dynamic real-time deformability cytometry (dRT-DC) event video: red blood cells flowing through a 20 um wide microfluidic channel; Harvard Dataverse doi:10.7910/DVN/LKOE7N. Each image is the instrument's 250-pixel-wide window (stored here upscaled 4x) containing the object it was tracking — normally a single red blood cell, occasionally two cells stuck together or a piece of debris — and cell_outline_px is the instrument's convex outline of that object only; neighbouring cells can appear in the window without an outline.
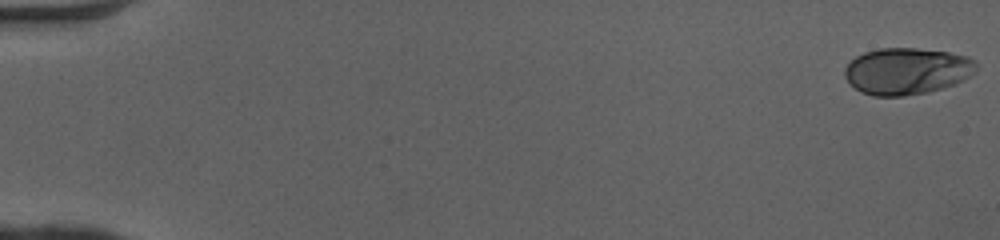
{"species": "human", "species_latin": "Homo sapiens", "temperature_condition": "cold", "stored_images_in_passage": 51, "camera_frame_rate_fps": 3000, "um_per_image_px": 0.085, "donor": {"sex": "female"}, "frame": {"image": 1, "passage_image": 1, "time_ms": 0.0, "image_size_px": [1000, 240], "cell_outline_px": [[976, 72], [964, 80], [956, 84], [944, 88], [928, 92], [904, 96], [872, 96], [860, 92], [844, 76], [844, 68], [856, 56], [864, 52], [880, 48], [916, 48], [948, 52], [968, 56], [976, 60]], "centroid_in_image_um": [77.11, 6.04], "position_along_channel_um": 7.9, "area_um2": 36.07}}
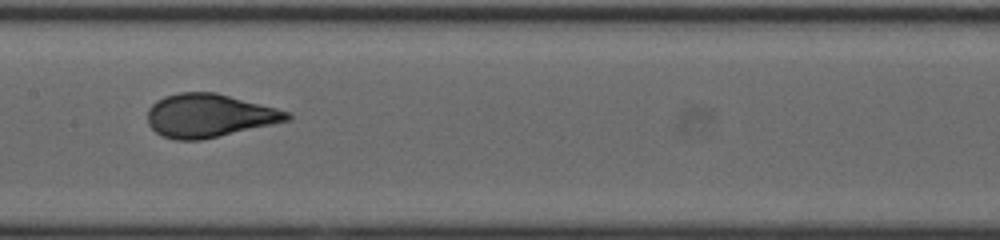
{"frame": {"image": 2, "passage_image": 27, "time_ms": 8.667, "image_size_px": [1000, 240], "cell_outline_px": [[292, 120], [200, 140], [176, 140], [164, 136], [156, 132], [148, 124], [148, 108], [156, 100], [164, 96], [180, 92], [216, 92], [292, 112]], "centroid_in_image_um": [17.8, 9.81], "position_along_channel_um": 189.6, "area_um2": 35.32}}
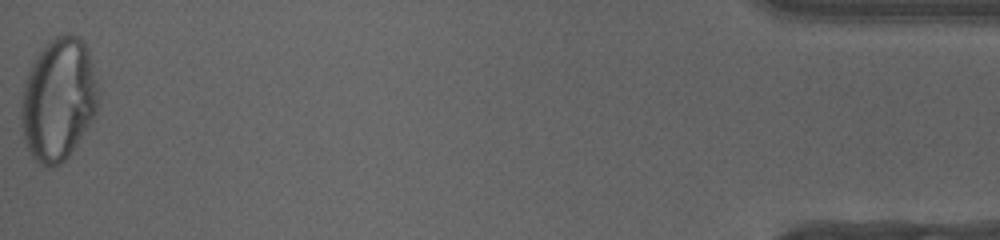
{"frame": {"image": 3, "passage_image": 51, "time_ms": 16.667, "image_size_px": [1000, 240], "cell_outline_px": [[100, 100], [96, 112], [92, 120], [68, 156], [60, 164], [48, 168], [40, 164], [28, 152], [20, 120], [20, 104], [24, 84], [28, 72], [36, 56], [56, 36], [76, 36], [84, 40], [88, 48], [100, 92]], "centroid_in_image_um": [4.98, 8.48], "position_along_channel_um": 430.2, "area_um2": 55.08}, "authors_computed_cell_mechanics": {"area_um2": 35.0268, "velocity_mm_per_s": 4.0968, "shape_relaxation_time_tau1_ms": 5.9114, "shape_relaxation_time_tau2_ms": null, "deformation_change_tau1": 0.245, "deformation_change_tau2": null}}